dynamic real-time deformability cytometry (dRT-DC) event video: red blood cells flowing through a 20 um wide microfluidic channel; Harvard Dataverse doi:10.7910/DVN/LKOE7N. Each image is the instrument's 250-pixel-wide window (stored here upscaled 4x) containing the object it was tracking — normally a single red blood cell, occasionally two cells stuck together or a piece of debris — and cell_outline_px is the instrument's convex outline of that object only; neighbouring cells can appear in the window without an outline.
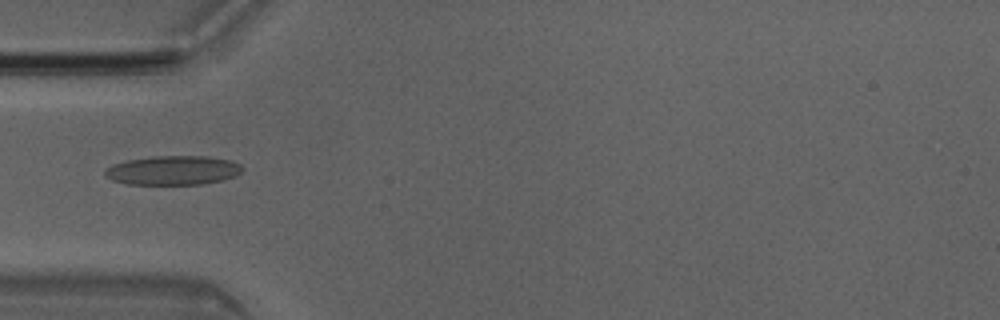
{"species": "Egyptian fruit bat (a non-hibernating species)", "species_latin": "Rousettus aegyptiacus", "temperature_condition": "room temperature", "stored_images_in_passage": 6, "camera_frame_rate_fps": 3000, "um_per_image_px": 0.085, "animal": {"sex": "male"}, "frame": {"image": 1, "passage_image": 5, "time_ms": 1.333, "image_size_px": [1000, 320], "cell_outline_px": [[244, 168], [236, 176], [224, 180], [204, 184], [128, 184], [112, 180], [104, 176], [104, 172], [112, 164], [128, 160], [152, 156], [208, 156], [232, 160], [240, 164]], "centroid_in_image_um": [14.74, 14.47], "position_along_channel_um": 70.3, "area_um2": 23.52}}